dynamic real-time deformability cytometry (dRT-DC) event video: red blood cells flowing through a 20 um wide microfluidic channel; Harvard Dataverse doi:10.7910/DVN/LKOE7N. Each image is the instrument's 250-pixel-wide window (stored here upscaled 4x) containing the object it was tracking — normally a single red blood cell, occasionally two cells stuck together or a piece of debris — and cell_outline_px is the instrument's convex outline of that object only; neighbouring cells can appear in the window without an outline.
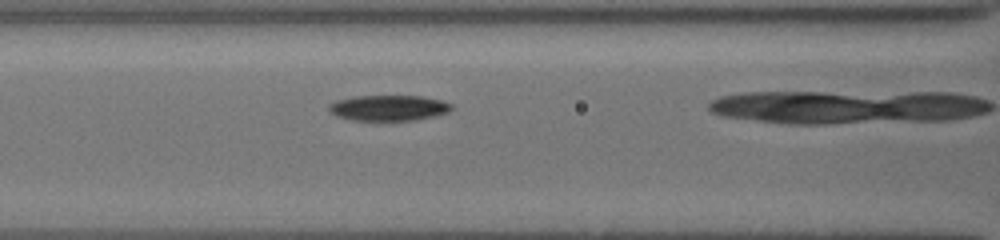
{"species": "common noctule bat (a hibernating species)", "species_latin": "Nyctalus noctula", "temperature_condition": "cold", "stored_images_in_passage": 11, "camera_frame_rate_fps": 3000, "um_per_image_px": 0.085, "animal": {"sex": "female", "body_mass_g": 19.5, "forearm_length_mm": 54.1}, "frame": {"image": 1, "passage_image": 7, "time_ms": 2.0, "image_size_px": [1000, 240], "cell_outline_px": [[452, 108], [448, 112], [436, 116], [416, 120], [352, 120], [336, 116], [328, 112], [328, 104], [336, 100], [356, 96], [424, 96], [444, 100], [452, 104]], "centroid_in_image_um": [33.04, 9.17], "position_along_channel_um": 133.6, "area_um2": 18.55}}
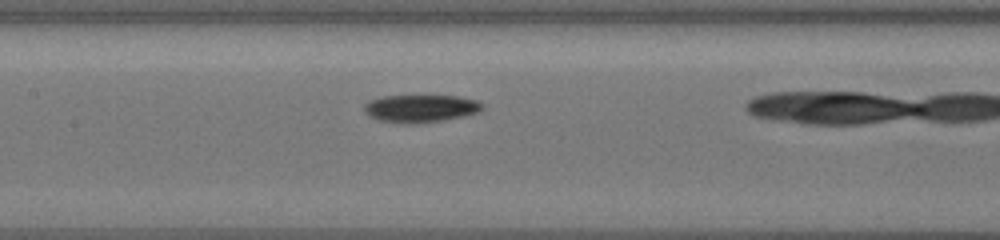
{"frame": {"image": 2, "passage_image": 10, "time_ms": 3.0, "image_size_px": [1000, 240], "cell_outline_px": [[484, 108], [480, 112], [464, 116], [444, 120], [412, 124], [408, 124], [380, 120], [364, 112], [364, 104], [368, 100], [380, 96], [460, 96], [476, 100], [484, 104]], "centroid_in_image_um": [35.78, 9.21], "position_along_channel_um": 171.6, "area_um2": 19.13}}